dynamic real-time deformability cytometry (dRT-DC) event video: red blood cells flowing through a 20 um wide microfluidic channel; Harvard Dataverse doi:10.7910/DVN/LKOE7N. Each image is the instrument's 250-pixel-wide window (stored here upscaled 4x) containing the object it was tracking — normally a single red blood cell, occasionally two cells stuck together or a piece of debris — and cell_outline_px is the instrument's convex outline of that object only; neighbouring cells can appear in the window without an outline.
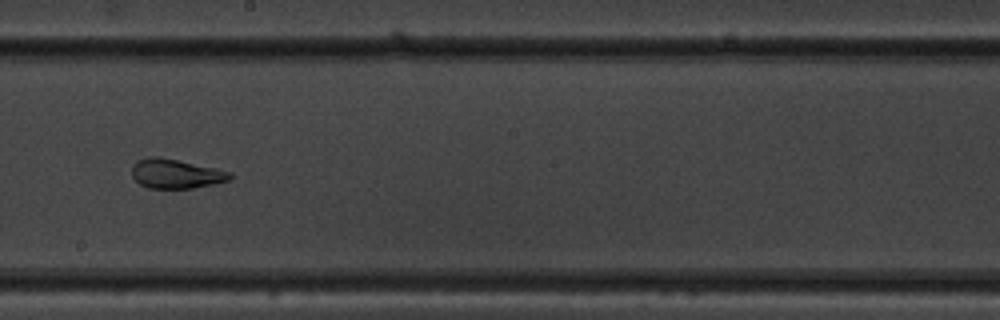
{"species": "common noctule bat (a hibernating species)", "species_latin": "Nyctalus noctula", "temperature_condition": "warm", "stored_images_in_passage": 13, "camera_frame_rate_fps": 3000, "um_per_image_px": 0.085, "animal": {"sex": "male", "body_mass_g": 19.5, "forearm_length_mm": 54.6}, "frame": {"image": 1, "passage_image": 8, "time_ms": 2.333, "image_size_px": [1000, 320], "cell_outline_px": [[232, 176], [228, 180], [212, 184], [192, 188], [148, 188], [140, 184], [132, 176], [132, 164], [136, 160], [148, 156], [156, 156], [176, 160], [232, 172]], "centroid_in_image_um": [14.89, 14.76], "position_along_channel_um": 233.3, "area_um2": 16.59}}
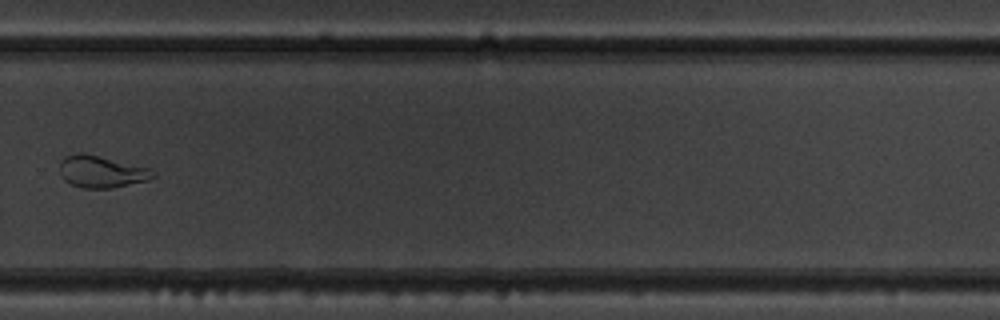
{"frame": {"image": 2, "passage_image": 10, "time_ms": 3.0, "image_size_px": [1000, 320], "cell_outline_px": [[156, 176], [148, 180], [112, 188], [84, 188], [72, 184], [64, 180], [60, 172], [60, 160], [64, 156], [76, 152], [84, 152], [148, 168], [156, 172]], "centroid_in_image_um": [8.6, 14.58], "position_along_channel_um": 321.2, "area_um2": 17.4}}
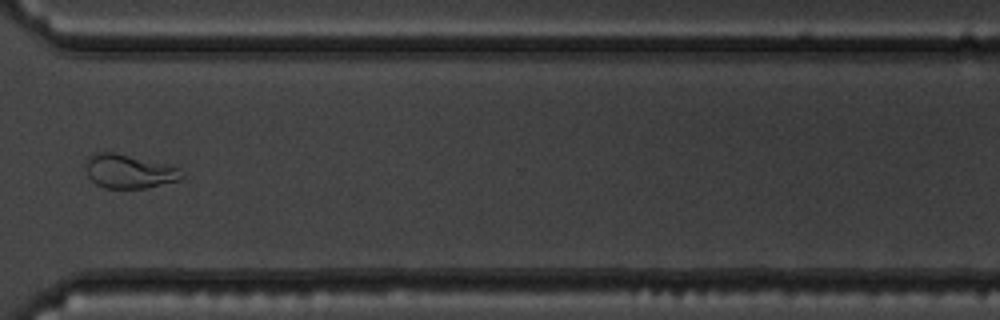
{"frame": {"image": 3, "passage_image": 11, "time_ms": 3.333, "image_size_px": [1000, 320], "cell_outline_px": [[184, 176], [180, 180], [148, 188], [104, 188], [96, 184], [88, 176], [84, 164], [88, 156], [92, 152], [112, 152], [180, 168], [184, 172]], "centroid_in_image_um": [10.94, 14.58], "position_along_channel_um": 359.7, "area_um2": 18.96}}